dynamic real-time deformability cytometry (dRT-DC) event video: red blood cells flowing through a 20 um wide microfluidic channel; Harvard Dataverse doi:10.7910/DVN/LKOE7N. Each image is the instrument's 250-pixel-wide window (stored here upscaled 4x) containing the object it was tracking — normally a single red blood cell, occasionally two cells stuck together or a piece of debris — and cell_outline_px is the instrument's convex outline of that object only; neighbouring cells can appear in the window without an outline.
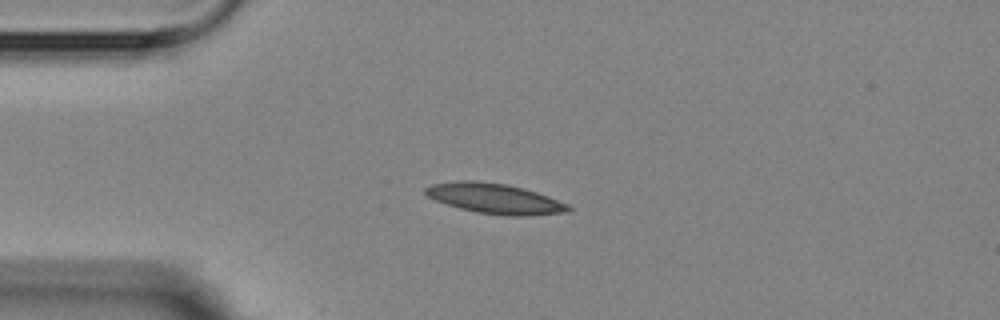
{"species": "Egyptian fruit bat (a non-hibernating species)", "species_latin": "Rousettus aegyptiacus", "temperature_condition": "room temperature", "stored_images_in_passage": 2, "camera_frame_rate_fps": 3000, "um_per_image_px": 0.085, "animal": {"sex": "female"}, "frame": {"image": 1, "passage_image": 1, "time_ms": 0.0, "image_size_px": [1000, 320], "cell_outline_px": [[572, 212], [528, 216], [504, 216], [476, 212], [460, 208], [436, 200], [428, 196], [424, 192], [424, 188], [432, 184], [456, 180], [476, 180], [504, 184], [524, 188], [548, 196], [568, 204], [572, 208]], "centroid_in_image_um": [42.1, 16.88], "position_along_channel_um": 42.9, "area_um2": 25.32}}